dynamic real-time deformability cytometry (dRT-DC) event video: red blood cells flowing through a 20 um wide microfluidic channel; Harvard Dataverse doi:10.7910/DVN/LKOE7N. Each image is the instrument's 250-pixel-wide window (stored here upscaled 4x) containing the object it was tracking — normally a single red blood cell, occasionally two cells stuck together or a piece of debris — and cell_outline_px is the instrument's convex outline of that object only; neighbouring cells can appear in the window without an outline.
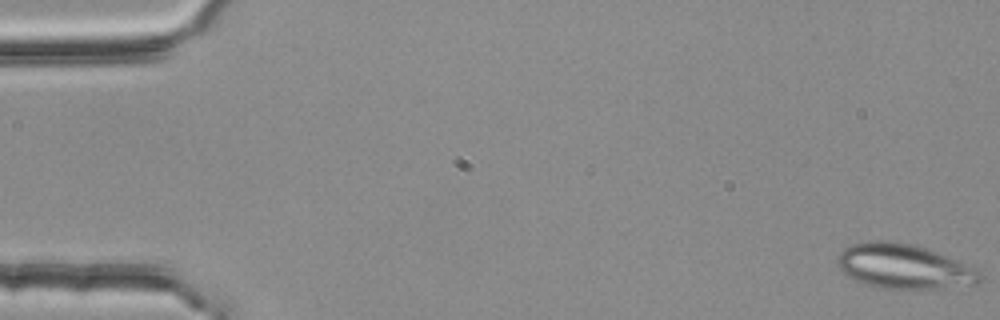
{"species": "common noctule bat (a hibernating species)", "species_latin": "Nyctalus noctula", "temperature_condition": "room temperature", "stored_images_in_passage": 54, "camera_frame_rate_fps": 3000, "um_per_image_px": 0.085, "animal": {"sex": "female", "body_mass_g": 25.1}, "frame": {"image": 1, "passage_image": 1, "time_ms": 0.0, "image_size_px": [1000, 320], "cell_outline_px": [[984, 276], [976, 284], [916, 292], [880, 288], [864, 284], [852, 280], [844, 276], [836, 264], [836, 260], [840, 252], [844, 248], [852, 244], [872, 240], [892, 240], [916, 244], [928, 248], [976, 268]], "centroid_in_image_um": [76.82, 22.68], "position_along_channel_um": 8.2, "area_um2": 38.67}}
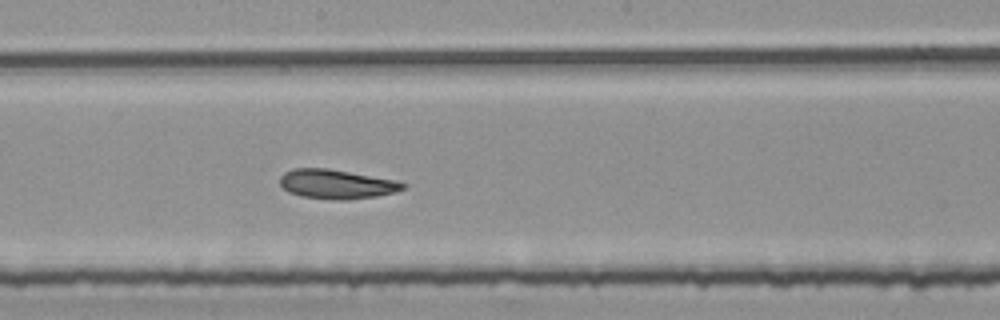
{"frame": {"image": 2, "passage_image": 30, "time_ms": 9.667, "image_size_px": [1000, 320], "cell_outline_px": [[408, 184], [404, 188], [396, 192], [376, 196], [348, 200], [332, 200], [300, 196], [288, 192], [280, 184], [280, 176], [284, 172], [292, 168], [328, 168], [396, 180]], "centroid_in_image_um": [28.6, 15.65], "position_along_channel_um": 219.6, "area_um2": 21.21}}
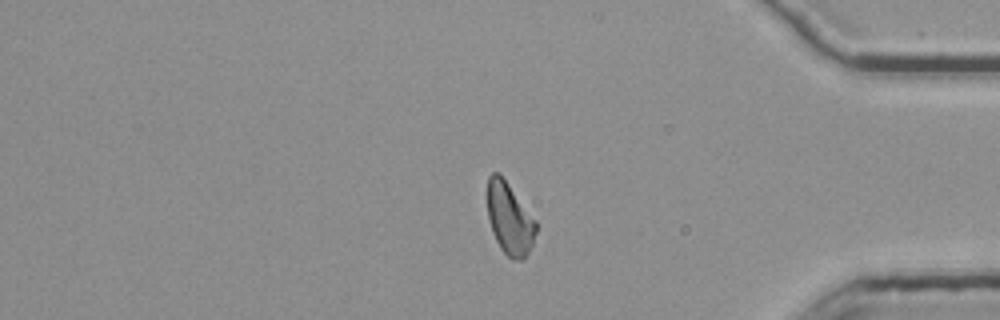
{"frame": {"image": 3, "passage_image": 46, "time_ms": 15.0, "image_size_px": [1000, 320], "cell_outline_px": [[536, 232], [532, 244], [528, 252], [520, 260], [516, 260], [508, 256], [500, 248], [492, 232], [488, 216], [488, 176], [492, 172], [500, 172], [536, 220]], "centroid_in_image_um": [43.31, 18.55], "position_along_channel_um": 391.9, "area_um2": 20.23}, "authors_computed_cell_mechanics": {"area_um2": 21.2993, "velocity_mm_per_s": 3.7459, "shape_relaxation_time_tau1_ms": null, "shape_relaxation_time_tau2_ms": 5.2247, "deformation_change_tau1": null, "deformation_change_tau2": 0.1426}}